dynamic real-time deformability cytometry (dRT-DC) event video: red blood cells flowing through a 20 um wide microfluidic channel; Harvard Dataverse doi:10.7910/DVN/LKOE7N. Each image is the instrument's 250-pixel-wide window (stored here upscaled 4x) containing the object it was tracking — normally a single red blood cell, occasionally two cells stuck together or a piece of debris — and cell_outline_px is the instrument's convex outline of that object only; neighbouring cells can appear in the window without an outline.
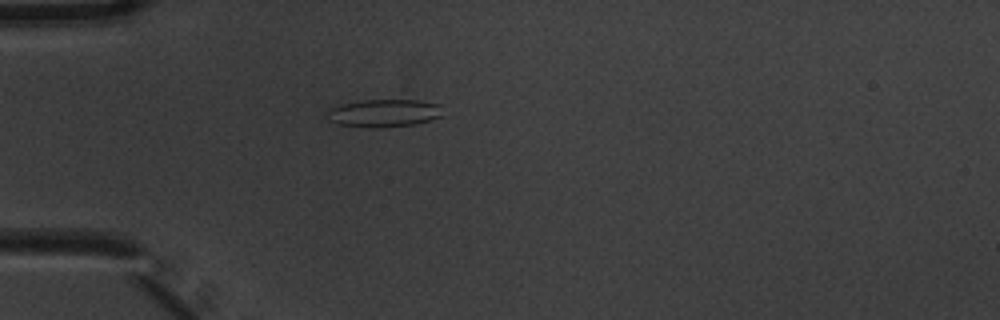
{"species": "common noctule bat (a hibernating species)", "species_latin": "Nyctalus noctula", "temperature_condition": "warm", "stored_images_in_passage": 1, "camera_frame_rate_fps": 3000, "um_per_image_px": 0.085, "animal": {"sex": "male", "body_mass_g": 20.1, "forearm_length_mm": 53.5}, "frame": {"image": 1, "passage_image": 1, "time_ms": 0.0, "image_size_px": [1000, 320], "cell_outline_px": [[444, 116], [432, 120], [416, 124], [380, 128], [336, 124], [328, 120], [328, 108], [340, 104], [364, 100], [416, 100], [440, 104]], "centroid_in_image_um": [32.67, 9.61], "position_along_channel_um": 52.3, "area_um2": 18.9}}